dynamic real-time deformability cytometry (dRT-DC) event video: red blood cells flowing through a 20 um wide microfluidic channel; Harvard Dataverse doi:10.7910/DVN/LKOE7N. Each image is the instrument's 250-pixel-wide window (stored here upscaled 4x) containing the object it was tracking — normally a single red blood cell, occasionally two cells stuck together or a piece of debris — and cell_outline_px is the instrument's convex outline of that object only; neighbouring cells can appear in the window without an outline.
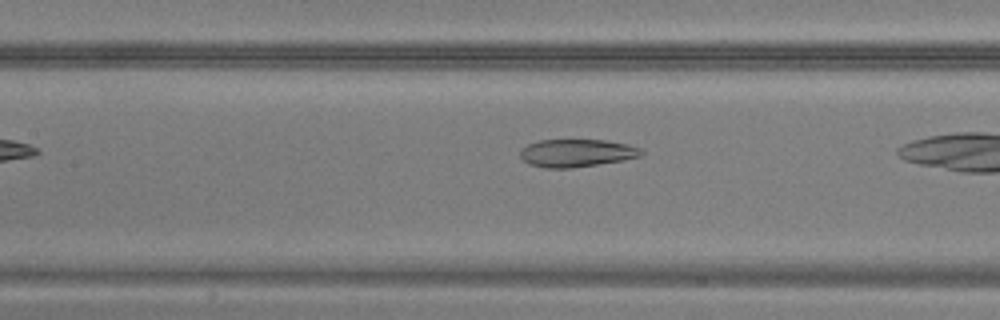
{"species": "common noctule bat (a hibernating species)", "species_latin": "Nyctalus noctula", "temperature_condition": "warm", "stored_images_in_passage": 21, "camera_frame_rate_fps": 3000, "um_per_image_px": 0.085, "animal": {"sex": "male", "body_mass_g": 20.5, "forearm_length_mm": 52.5}, "frame": {"image": 1, "passage_image": 7, "time_ms": 2.0, "image_size_px": [1000, 320], "cell_outline_px": [[644, 152], [640, 156], [620, 160], [572, 168], [544, 168], [528, 164], [520, 156], [520, 148], [528, 144], [540, 140], [604, 140], [628, 144], [640, 148]], "centroid_in_image_um": [48.96, 13.0], "position_along_channel_um": 158.4, "area_um2": 19.48}}
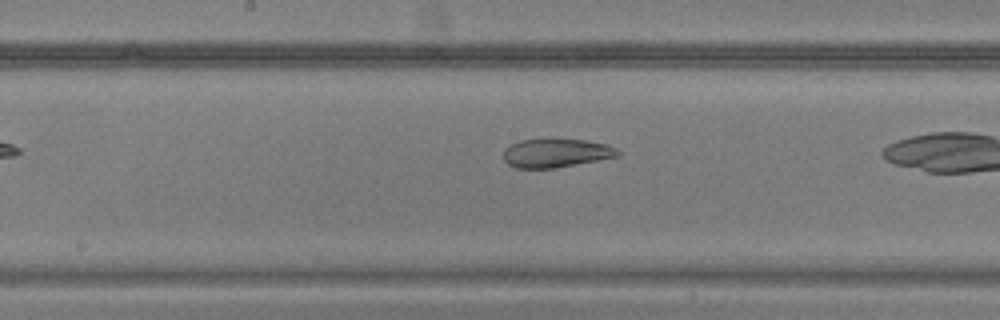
{"frame": {"image": 2, "passage_image": 10, "time_ms": 3.0, "image_size_px": [1000, 320], "cell_outline_px": [[620, 156], [552, 168], [516, 168], [508, 164], [504, 160], [504, 148], [520, 140], [552, 136], [584, 140], [608, 144], [616, 148], [620, 152]], "centroid_in_image_um": [47.25, 12.96], "position_along_channel_um": 200.9, "area_um2": 19.71}}